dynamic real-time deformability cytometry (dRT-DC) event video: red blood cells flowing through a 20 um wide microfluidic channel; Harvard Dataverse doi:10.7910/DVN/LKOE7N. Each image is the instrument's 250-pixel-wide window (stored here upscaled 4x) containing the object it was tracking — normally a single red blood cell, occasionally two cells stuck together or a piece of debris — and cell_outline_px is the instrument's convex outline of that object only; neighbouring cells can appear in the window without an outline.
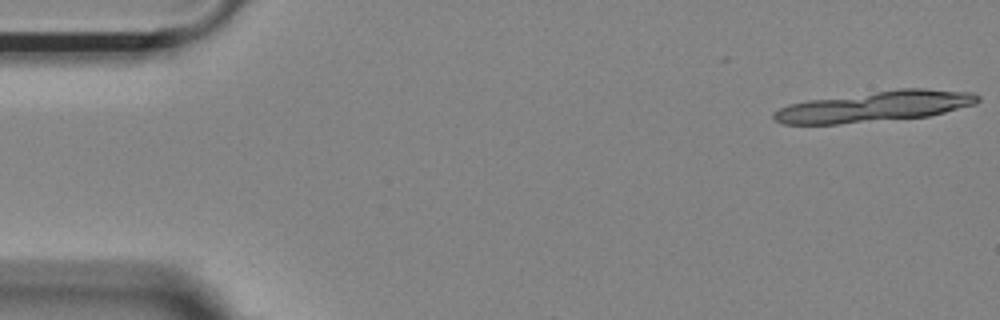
{"species": "Egyptian fruit bat (a non-hibernating species)", "species_latin": "Rousettus aegyptiacus", "temperature_condition": "room temperature", "stored_images_in_passage": 7, "camera_frame_rate_fps": 3000, "um_per_image_px": 0.085, "animal": {"sex": "female"}, "frame": {"image": 1, "passage_image": 1, "time_ms": 0.0, "image_size_px": [1000, 320], "cell_outline_px": [[980, 100], [976, 104], [928, 116], [840, 124], [780, 124], [772, 116], [772, 112], [788, 104], [808, 100], [900, 88], [924, 88], [972, 92], [980, 96]], "centroid_in_image_um": [74.36, 9.04], "position_along_channel_um": 10.6, "area_um2": 36.47}}